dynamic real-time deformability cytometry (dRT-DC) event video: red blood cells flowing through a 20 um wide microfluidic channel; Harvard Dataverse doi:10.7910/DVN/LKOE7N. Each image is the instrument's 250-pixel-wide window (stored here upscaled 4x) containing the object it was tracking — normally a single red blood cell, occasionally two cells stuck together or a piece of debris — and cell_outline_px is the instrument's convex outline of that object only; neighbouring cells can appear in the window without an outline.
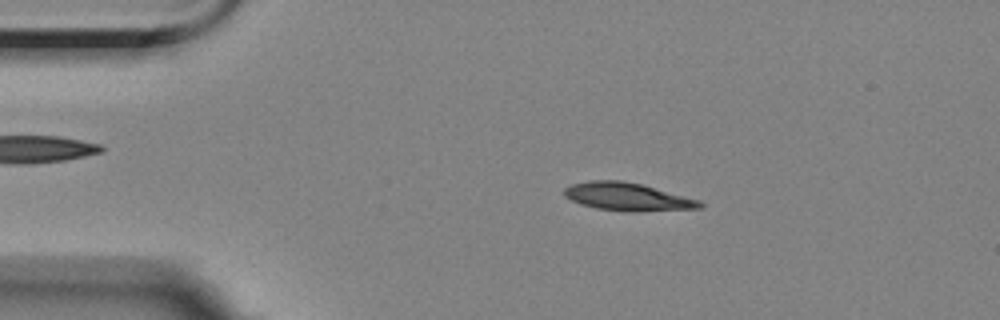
{"species": "Egyptian fruit bat (a non-hibernating species)", "species_latin": "Rousettus aegyptiacus", "temperature_condition": "room temperature", "stored_images_in_passage": 56, "camera_frame_rate_fps": 3000, "um_per_image_px": 0.085, "animal": {"sex": "female"}, "frame": {"image": 1, "passage_image": 9, "time_ms": 2.667, "image_size_px": [1000, 320], "cell_outline_px": [[704, 204], [700, 208], [640, 212], [628, 212], [596, 208], [580, 204], [564, 196], [564, 188], [572, 184], [588, 180], [620, 180], [640, 184], [700, 200]], "centroid_in_image_um": [53.32, 16.73], "position_along_channel_um": 31.7, "area_um2": 22.08}}
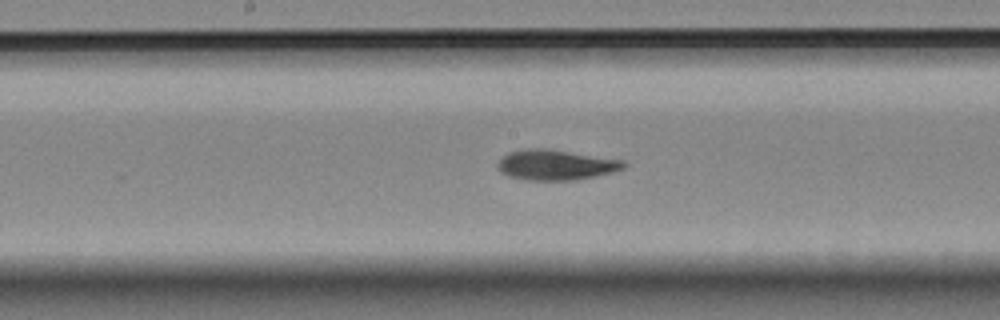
{"frame": {"image": 2, "passage_image": 27, "time_ms": 8.667, "image_size_px": [1000, 320], "cell_outline_px": [[628, 164], [624, 168], [612, 172], [576, 180], [532, 180], [508, 176], [500, 172], [496, 168], [496, 164], [508, 152], [524, 148], [544, 148], [624, 160]], "centroid_in_image_um": [47.22, 14.01], "position_along_channel_um": 201.0, "area_um2": 22.25}}
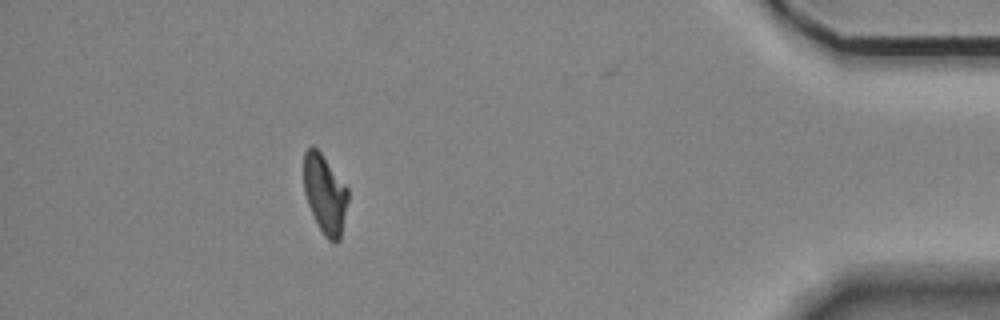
{"frame": {"image": 3, "passage_image": 49, "time_ms": 16.0, "image_size_px": [1000, 320], "cell_outline_px": [[348, 200], [340, 240], [332, 244], [324, 236], [308, 204], [304, 192], [304, 152], [312, 144], [320, 152], [348, 188]], "centroid_in_image_um": [27.62, 16.51], "position_along_channel_um": 407.6, "area_um2": 20.23}, "authors_computed_cell_mechanics": {"area_um2": 21.8773, "velocity_mm_per_s": 3.5229, "shape_relaxation_time_tau1_ms": 3.8916, "shape_relaxation_time_tau2_ms": 2.0623, "deformation_change_tau1": 0.155, "deformation_change_tau2": 0.0774}}